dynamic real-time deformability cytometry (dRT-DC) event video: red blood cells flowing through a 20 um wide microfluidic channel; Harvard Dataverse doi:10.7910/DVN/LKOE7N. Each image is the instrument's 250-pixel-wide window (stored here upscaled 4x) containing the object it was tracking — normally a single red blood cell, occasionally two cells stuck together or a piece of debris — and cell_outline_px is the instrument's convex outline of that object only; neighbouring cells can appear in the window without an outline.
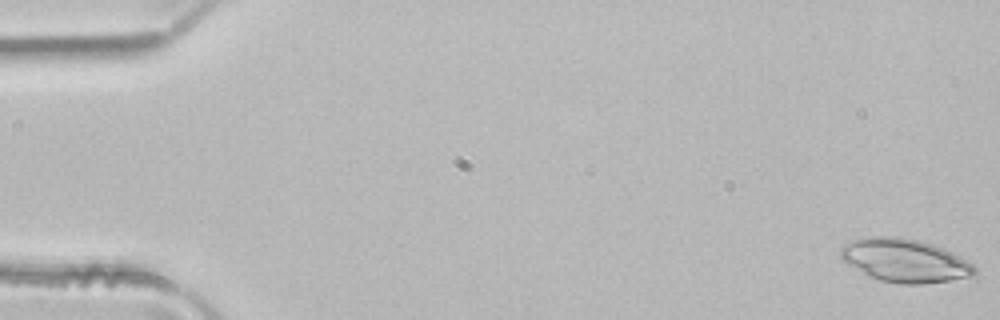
{"species": "common noctule bat (a hibernating species)", "species_latin": "Nyctalus noctula", "temperature_condition": "room temperature", "stored_images_in_passage": 4, "camera_frame_rate_fps": 3000, "um_per_image_px": 0.085, "animal": {"sex": "male", "body_mass_g": 21.5, "forearm_length_mm": 52.0}, "frame": {"image": 1, "passage_image": 1, "time_ms": 0.0, "image_size_px": [1000, 320], "cell_outline_px": [[976, 276], [924, 284], [900, 284], [880, 280], [868, 276], [848, 264], [840, 256], [840, 248], [844, 244], [852, 240], [868, 236], [900, 236], [920, 240], [944, 248], [972, 264], [976, 268]], "centroid_in_image_um": [76.9, 22.14], "position_along_channel_um": 8.1, "area_um2": 33.99}}